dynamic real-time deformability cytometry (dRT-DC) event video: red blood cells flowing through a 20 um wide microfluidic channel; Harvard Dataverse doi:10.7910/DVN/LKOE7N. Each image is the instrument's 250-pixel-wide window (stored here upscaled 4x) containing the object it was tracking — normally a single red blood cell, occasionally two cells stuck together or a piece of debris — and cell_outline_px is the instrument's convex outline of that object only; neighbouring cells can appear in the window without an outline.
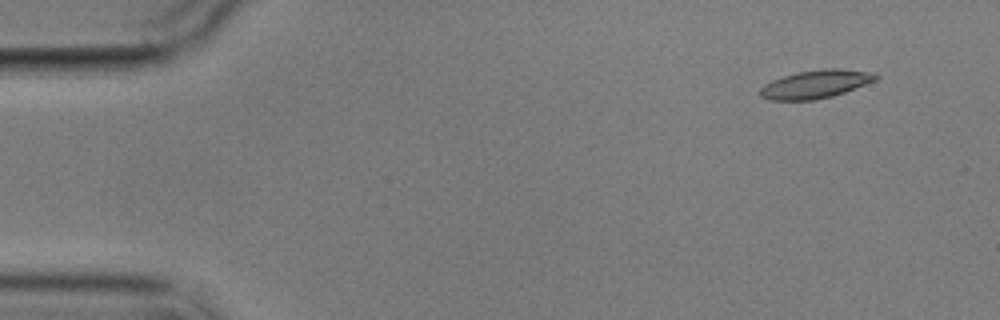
{"species": "common noctule bat (a hibernating species)", "species_latin": "Nyctalus noctula", "temperature_condition": "cold", "stored_images_in_passage": 5, "camera_frame_rate_fps": 3000, "um_per_image_px": 0.085, "animal": {"sex": "male", "body_mass_g": 17.9}, "frame": {"image": 1, "passage_image": 2, "time_ms": 1.333, "image_size_px": [1000, 320], "cell_outline_px": [[880, 76], [876, 80], [844, 92], [832, 96], [816, 100], [768, 100], [760, 96], [760, 88], [764, 84], [772, 80], [796, 72], [824, 68], [840, 68], [876, 72]], "centroid_in_image_um": [69.34, 7.14], "position_along_channel_um": 15.7, "area_um2": 19.19}}